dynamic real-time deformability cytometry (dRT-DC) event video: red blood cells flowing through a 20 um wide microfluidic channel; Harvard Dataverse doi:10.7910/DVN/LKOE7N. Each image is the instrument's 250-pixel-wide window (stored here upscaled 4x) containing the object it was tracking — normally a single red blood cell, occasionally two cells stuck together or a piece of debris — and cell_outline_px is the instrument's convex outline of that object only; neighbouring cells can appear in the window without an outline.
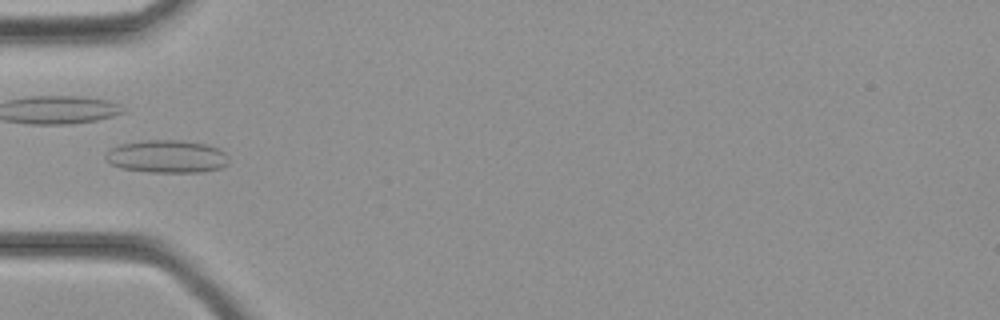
{"species": "common noctule bat (a hibernating species)", "species_latin": "Nyctalus noctula", "temperature_condition": "cold", "stored_images_in_passage": 35, "camera_frame_rate_fps": 3000, "um_per_image_px": 0.085, "animal": {"sex": "female", "body_mass_g": 21.9}, "frame": {"image": 1, "passage_image": 11, "time_ms": 3.333, "image_size_px": [1000, 320], "cell_outline_px": [[228, 164], [220, 168], [204, 172], [148, 172], [120, 168], [108, 164], [104, 160], [104, 156], [112, 148], [120, 144], [140, 140], [184, 140], [208, 144], [224, 152], [228, 156]], "centroid_in_image_um": [14.16, 13.3], "position_along_channel_um": 70.8, "area_um2": 23.87}}